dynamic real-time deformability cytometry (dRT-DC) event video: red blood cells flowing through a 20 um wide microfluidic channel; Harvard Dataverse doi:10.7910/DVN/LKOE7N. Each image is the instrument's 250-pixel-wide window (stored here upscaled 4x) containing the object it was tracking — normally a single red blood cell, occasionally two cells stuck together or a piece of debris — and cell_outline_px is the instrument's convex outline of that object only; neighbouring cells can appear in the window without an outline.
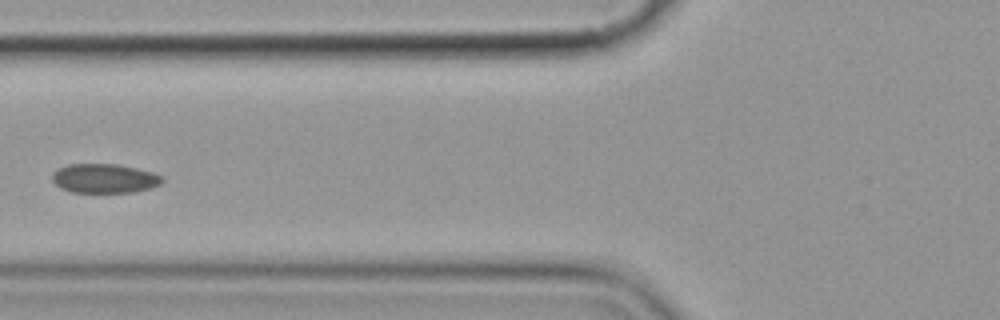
{"species": "common noctule bat (a hibernating species)", "species_latin": "Nyctalus noctula", "temperature_condition": "cold", "stored_images_in_passage": 6, "camera_frame_rate_fps": 3000, "um_per_image_px": 0.085, "animal": {"sex": "female", "body_mass_g": 19.9}, "frame": {"image": 1, "passage_image": 6, "time_ms": 6.667, "image_size_px": [1000, 320], "cell_outline_px": [[164, 180], [160, 184], [136, 192], [72, 192], [60, 188], [52, 180], [52, 172], [68, 164], [116, 164], [136, 168], [152, 172], [164, 176]], "centroid_in_image_um": [8.88, 15.16], "position_along_channel_um": 116.9, "area_um2": 18.73}}